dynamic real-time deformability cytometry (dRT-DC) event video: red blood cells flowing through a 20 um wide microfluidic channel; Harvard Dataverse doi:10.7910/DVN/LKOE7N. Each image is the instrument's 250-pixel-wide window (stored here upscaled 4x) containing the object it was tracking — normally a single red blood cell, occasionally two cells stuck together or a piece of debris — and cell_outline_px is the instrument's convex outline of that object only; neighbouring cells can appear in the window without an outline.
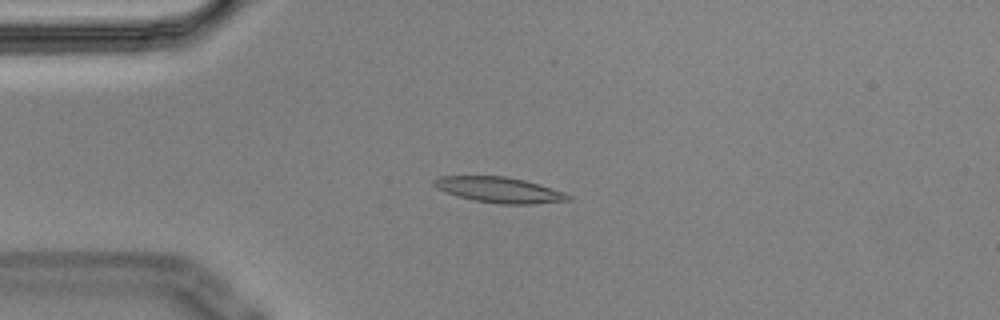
{"species": "Egyptian fruit bat (a non-hibernating species)", "species_latin": "Rousettus aegyptiacus", "temperature_condition": "cold", "stored_images_in_passage": 12, "camera_frame_rate_fps": 3000, "um_per_image_px": 0.085, "animal": {"sex": "male"}, "frame": {"image": 1, "passage_image": 1, "time_ms": 0.0, "image_size_px": [1000, 320], "cell_outline_px": [[572, 200], [532, 204], [500, 204], [472, 200], [436, 188], [432, 184], [432, 180], [440, 176], [504, 176], [524, 180], [564, 192], [572, 196]], "centroid_in_image_um": [42.44, 16.14], "position_along_channel_um": 42.6, "area_um2": 19.88}}
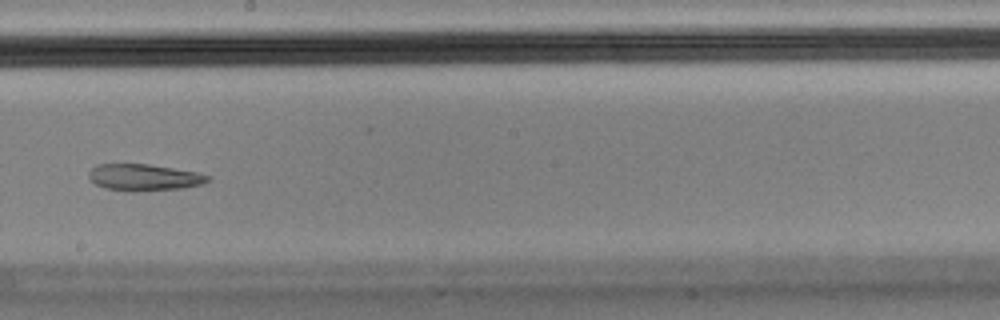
{"frame": {"image": 2, "passage_image": 6, "time_ms": 1.667, "image_size_px": [1000, 320], "cell_outline_px": [[212, 180], [204, 184], [184, 188], [136, 192], [128, 192], [104, 188], [96, 184], [88, 176], [88, 172], [96, 164], [148, 164], [196, 172], [208, 176]], "centroid_in_image_um": [12.24, 15.09], "position_along_channel_um": 236.0, "area_um2": 18.67}}